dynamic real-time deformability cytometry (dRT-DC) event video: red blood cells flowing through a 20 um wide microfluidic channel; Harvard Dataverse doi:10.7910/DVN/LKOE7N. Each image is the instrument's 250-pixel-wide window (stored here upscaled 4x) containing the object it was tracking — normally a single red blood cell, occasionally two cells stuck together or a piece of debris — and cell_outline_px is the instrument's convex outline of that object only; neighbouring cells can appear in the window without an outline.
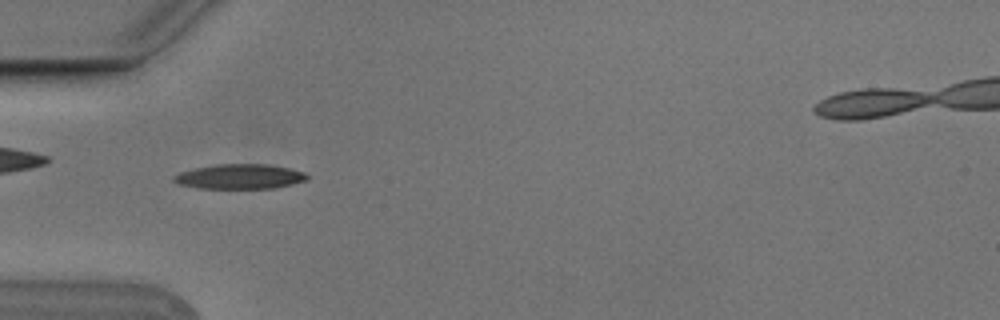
{"species": "Egyptian fruit bat (a non-hibernating species)", "species_latin": "Rousettus aegyptiacus", "temperature_condition": "cold", "stored_images_in_passage": 10, "camera_frame_rate_fps": 3000, "um_per_image_px": 0.085, "animal": {"sex": "male"}, "frame": {"image": 1, "passage_image": 6, "time_ms": 1.667, "image_size_px": [1000, 320], "cell_outline_px": [[308, 180], [292, 184], [272, 188], [200, 188], [180, 184], [172, 180], [172, 176], [180, 172], [196, 168], [216, 164], [268, 164], [288, 168], [304, 172], [308, 176]], "centroid_in_image_um": [20.38, 15.0], "position_along_channel_um": 64.6, "area_um2": 19.13}}
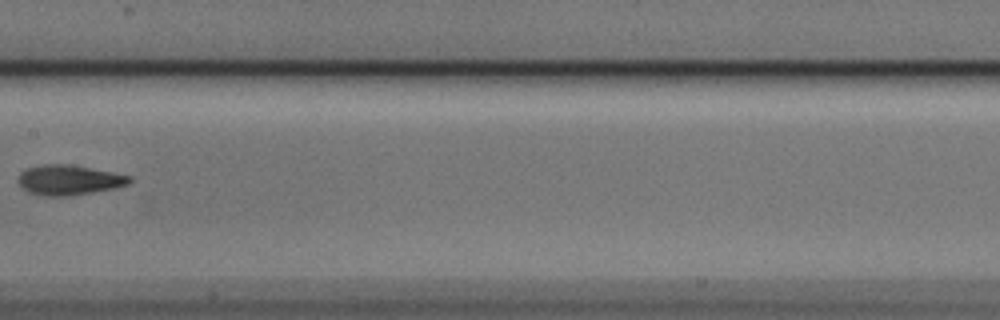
{"frame": {"image": 2, "passage_image": 9, "time_ms": 2.667, "image_size_px": [1000, 320], "cell_outline_px": [[132, 180], [128, 184], [112, 188], [68, 196], [44, 196], [28, 192], [20, 184], [20, 172], [28, 168], [44, 164], [64, 164], [112, 172], [132, 176]], "centroid_in_image_um": [5.86, 15.3], "position_along_channel_um": 201.5, "area_um2": 18.96}}
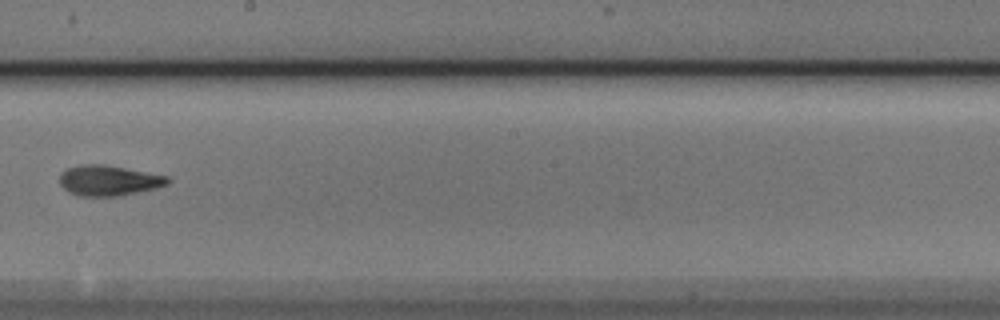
{"frame": {"image": 3, "passage_image": 10, "time_ms": 3.0, "image_size_px": [1000, 320], "cell_outline_px": [[172, 180], [168, 184], [156, 188], [120, 196], [80, 196], [68, 192], [60, 184], [60, 172], [68, 168], [84, 164], [104, 164], [168, 176]], "centroid_in_image_um": [9.25, 15.34], "position_along_channel_um": 239.0, "area_um2": 19.19}}